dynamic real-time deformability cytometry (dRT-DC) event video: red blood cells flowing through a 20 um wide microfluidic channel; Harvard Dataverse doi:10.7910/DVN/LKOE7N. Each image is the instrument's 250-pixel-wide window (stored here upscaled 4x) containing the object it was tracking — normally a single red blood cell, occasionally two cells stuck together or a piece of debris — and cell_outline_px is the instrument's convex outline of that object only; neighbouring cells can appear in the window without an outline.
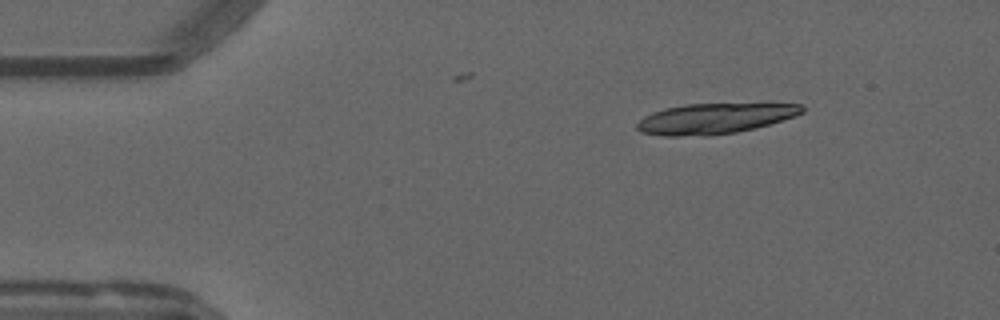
{"species": "common noctule bat (a hibernating species)", "species_latin": "Nyctalus noctula", "temperature_condition": "warm", "stored_images_in_passage": 13, "camera_frame_rate_fps": 3000, "um_per_image_px": 0.085, "animal": {"sex": "male", "forearm_length_mm": 52.5}, "frame": {"image": 1, "passage_image": 3, "time_ms": 0.667, "image_size_px": [1000, 320], "cell_outline_px": [[804, 112], [796, 116], [756, 128], [736, 132], [704, 136], [664, 136], [640, 132], [636, 128], [636, 124], [644, 116], [652, 112], [664, 108], [684, 104], [772, 100], [804, 104]], "centroid_in_image_um": [60.91, 10.0], "position_along_channel_um": 24.1, "area_um2": 31.1}}